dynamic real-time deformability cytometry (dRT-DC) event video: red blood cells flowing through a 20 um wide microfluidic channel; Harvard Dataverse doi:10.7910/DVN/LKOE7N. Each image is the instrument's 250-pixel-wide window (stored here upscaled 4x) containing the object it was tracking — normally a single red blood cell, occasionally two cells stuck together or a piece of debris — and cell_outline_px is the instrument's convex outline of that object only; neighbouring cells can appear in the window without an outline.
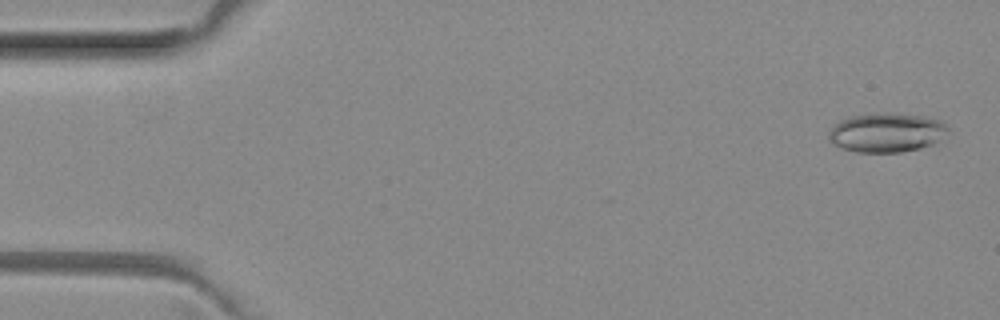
{"species": "common noctule bat (a hibernating species)", "species_latin": "Nyctalus noctula", "temperature_condition": "room temperature", "stored_images_in_passage": 6, "camera_frame_rate_fps": 3000, "um_per_image_px": 0.085, "animal": {"sex": "female", "body_mass_g": 29.2, "forearm_length_mm": 56.3}, "frame": {"image": 1, "passage_image": 1, "time_ms": 0.0, "image_size_px": [1000, 320], "cell_outline_px": [[948, 132], [932, 144], [920, 148], [900, 152], [856, 152], [840, 148], [828, 140], [828, 132], [840, 120], [848, 116], [876, 112], [884, 112], [924, 116], [940, 120], [948, 128]], "centroid_in_image_um": [75.31, 11.25], "position_along_channel_um": 9.7, "area_um2": 27.4}}
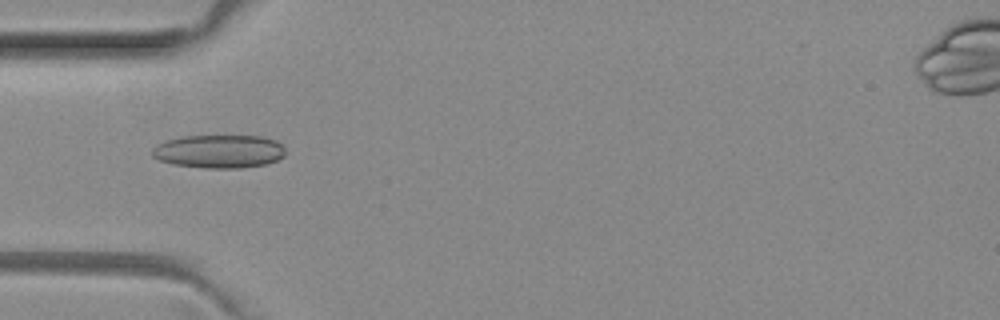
{"frame": {"image": 2, "passage_image": 5, "time_ms": 1.333, "image_size_px": [1000, 320], "cell_outline_px": [[284, 156], [268, 164], [240, 168], [208, 168], [172, 164], [160, 160], [152, 156], [152, 148], [156, 144], [180, 136], [260, 136], [276, 140], [284, 148]], "centroid_in_image_um": [18.61, 12.87], "position_along_channel_um": 66.4, "area_um2": 25.89}}
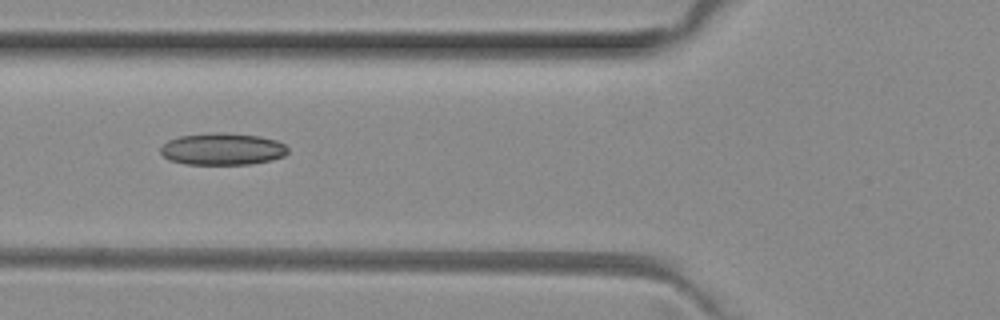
{"frame": {"image": 3, "passage_image": 6, "time_ms": 1.667, "image_size_px": [1000, 320], "cell_outline_px": [[288, 152], [284, 156], [272, 160], [252, 164], [188, 164], [168, 160], [160, 152], [160, 148], [168, 140], [180, 136], [208, 132], [220, 132], [260, 136], [276, 140], [284, 144], [288, 148]], "centroid_in_image_um": [18.91, 12.66], "position_along_channel_um": 106.9, "area_um2": 23.87}}